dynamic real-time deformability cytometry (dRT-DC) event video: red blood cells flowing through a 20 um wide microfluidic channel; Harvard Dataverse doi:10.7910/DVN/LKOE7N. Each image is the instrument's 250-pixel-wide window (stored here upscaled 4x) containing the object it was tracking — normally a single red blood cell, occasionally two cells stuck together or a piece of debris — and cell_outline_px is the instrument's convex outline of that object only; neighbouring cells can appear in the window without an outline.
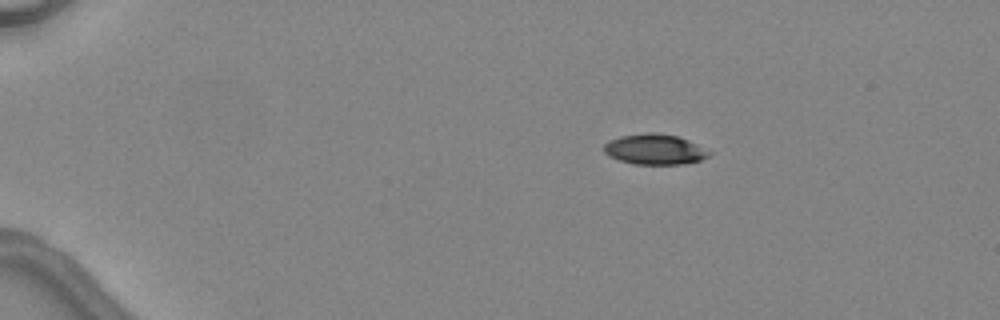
{"species": "common noctule bat (a hibernating species)", "species_latin": "Nyctalus noctula", "temperature_condition": "warm", "stored_images_in_passage": 3, "camera_frame_rate_fps": 3000, "um_per_image_px": 0.085, "animal": {"sex": "female", "body_mass_g": 24.6, "forearm_length_mm": 56.2}, "frame": {"image": 1, "passage_image": 1, "time_ms": 0.0, "image_size_px": [1000, 320], "cell_outline_px": [[712, 152], [708, 156], [700, 160], [684, 164], [632, 164], [608, 156], [604, 152], [604, 144], [608, 140], [620, 136], [644, 132], [656, 132], [676, 136], [688, 140]], "centroid_in_image_um": [55.62, 12.69], "position_along_channel_um": 29.4, "area_um2": 18.73}}